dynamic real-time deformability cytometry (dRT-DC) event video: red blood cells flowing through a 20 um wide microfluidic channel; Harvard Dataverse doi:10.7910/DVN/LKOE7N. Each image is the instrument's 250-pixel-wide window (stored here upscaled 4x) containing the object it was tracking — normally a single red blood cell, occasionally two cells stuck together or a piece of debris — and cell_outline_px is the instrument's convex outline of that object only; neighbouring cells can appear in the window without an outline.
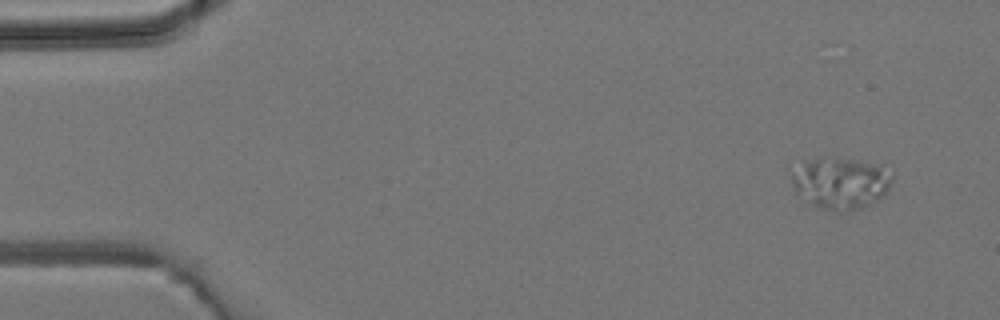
{"species": "common noctule bat (a hibernating species)", "species_latin": "Nyctalus noctula", "temperature_condition": "room temperature", "stored_images_in_passage": 5, "camera_frame_rate_fps": 3000, "um_per_image_px": 0.085, "animal": {"sex": "male", "body_mass_g": 19.2, "forearm_length_mm": 51.8}, "frame": {"image": 1, "passage_image": 1, "time_ms": 0.0, "image_size_px": [1000, 320], "cell_outline_px": [[892, 180], [888, 188], [876, 200], [860, 208], [832, 212], [820, 208], [812, 204], [796, 192], [792, 188], [792, 176], [804, 160], [856, 160], [880, 164], [892, 176]], "centroid_in_image_um": [71.45, 15.59], "position_along_channel_um": 13.6, "area_um2": 29.19}}
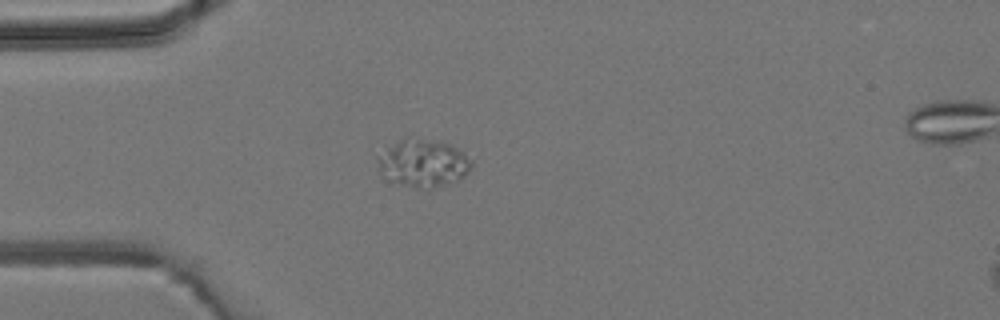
{"frame": {"image": 2, "passage_image": 4, "time_ms": 3.333, "image_size_px": [1000, 320], "cell_outline_px": [[472, 164], [468, 172], [464, 176], [448, 184], [432, 188], [416, 188], [400, 184], [392, 180], [380, 172], [376, 156], [400, 140], [440, 140], [464, 148], [472, 160]], "centroid_in_image_um": [36.06, 13.86], "position_along_channel_um": 48.9, "area_um2": 25.95}}